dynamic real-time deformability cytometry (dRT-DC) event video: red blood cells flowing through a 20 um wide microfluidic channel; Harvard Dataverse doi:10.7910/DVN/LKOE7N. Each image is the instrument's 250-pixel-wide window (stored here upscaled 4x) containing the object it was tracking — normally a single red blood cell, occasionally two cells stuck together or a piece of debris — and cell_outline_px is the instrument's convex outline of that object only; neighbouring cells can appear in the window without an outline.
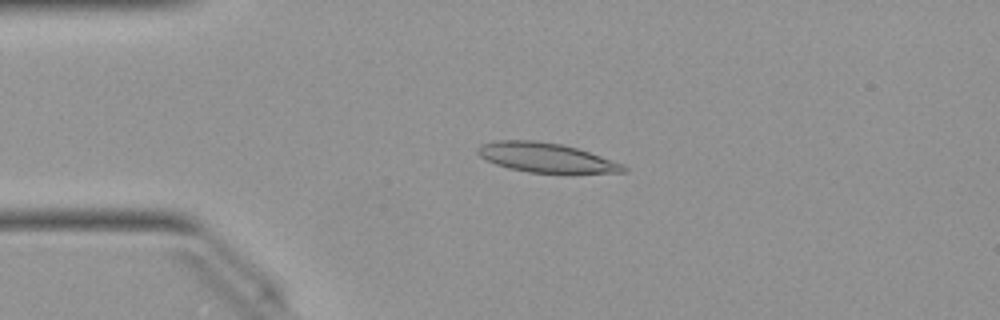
{"species": "Egyptian fruit bat (a non-hibernating species)", "species_latin": "Rousettus aegyptiacus", "temperature_condition": "warm", "stored_images_in_passage": 44, "camera_frame_rate_fps": 3000, "um_per_image_px": 0.085, "animal": {"sex": "female"}, "frame": {"image": 1, "passage_image": 5, "time_ms": 1.333, "image_size_px": [1000, 320], "cell_outline_px": [[628, 172], [572, 176], [528, 172], [508, 168], [496, 164], [480, 156], [476, 152], [476, 148], [480, 144], [496, 140], [532, 140], [564, 144], [624, 164], [628, 168]], "centroid_in_image_um": [46.51, 13.45], "position_along_channel_um": 38.5, "area_um2": 26.18}}
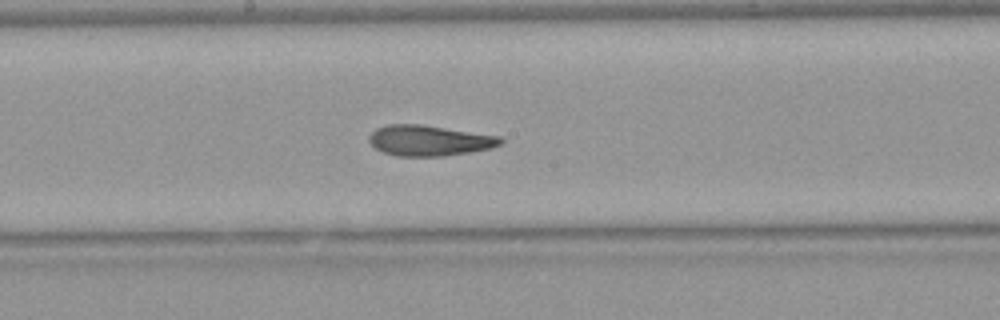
{"frame": {"image": 2, "passage_image": 20, "time_ms": 6.333, "image_size_px": [1000, 320], "cell_outline_px": [[504, 144], [492, 148], [444, 156], [396, 156], [384, 152], [376, 148], [368, 140], [368, 136], [376, 128], [388, 124], [420, 124], [500, 136], [504, 140]], "centroid_in_image_um": [36.5, 11.94], "position_along_channel_um": 211.7, "area_um2": 23.47}}
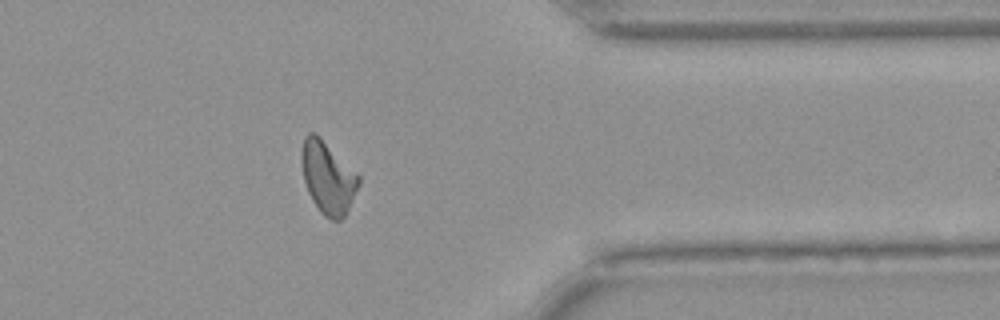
{"frame": {"image": 3, "passage_image": 34, "time_ms": 11.0, "image_size_px": [1000, 320], "cell_outline_px": [[360, 184], [344, 216], [340, 220], [332, 220], [324, 216], [320, 212], [312, 200], [308, 192], [304, 180], [300, 160], [300, 152], [304, 136], [308, 132], [312, 132], [360, 176]], "centroid_in_image_um": [27.83, 15.13], "position_along_channel_um": 383.6, "area_um2": 23.52}, "authors_computed_cell_mechanics": {"area_um2": 23.698, "velocity_mm_per_s": 4.0249, "shape_relaxation_time_tau1_ms": null, "shape_relaxation_time_tau2_ms": 2.4435, "deformation_change_tau1": null, "deformation_change_tau2": 0.1098}}